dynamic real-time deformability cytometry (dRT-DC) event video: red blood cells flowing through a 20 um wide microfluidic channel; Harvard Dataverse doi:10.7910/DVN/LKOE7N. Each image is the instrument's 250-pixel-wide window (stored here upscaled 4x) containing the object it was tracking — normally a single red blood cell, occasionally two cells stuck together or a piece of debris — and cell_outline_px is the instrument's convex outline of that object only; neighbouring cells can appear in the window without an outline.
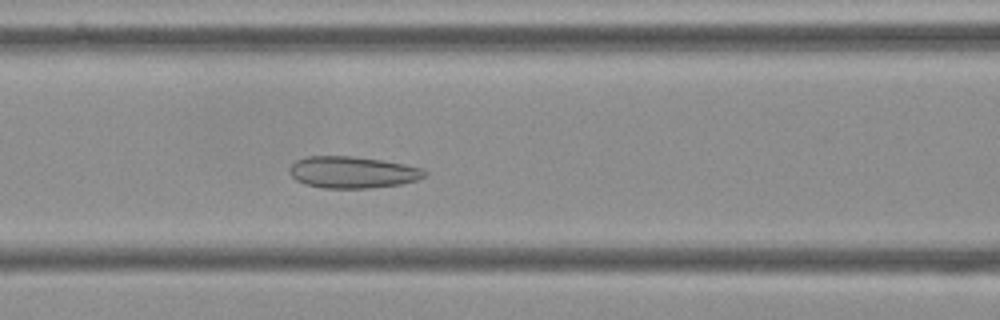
{"species": "Egyptian fruit bat (a non-hibernating species)", "species_latin": "Rousettus aegyptiacus", "temperature_condition": "cold", "stored_images_in_passage": 55, "camera_frame_rate_fps": 3000, "um_per_image_px": 0.085, "frame": {"image": 1, "passage_image": 22, "time_ms": 7.0, "image_size_px": [1000, 320], "cell_outline_px": [[428, 172], [424, 176], [416, 180], [400, 184], [368, 188], [324, 188], [304, 184], [296, 180], [288, 172], [288, 168], [296, 160], [304, 156], [352, 156], [380, 160], [404, 164], [420, 168]], "centroid_in_image_um": [29.9, 14.64], "position_along_channel_um": 136.7, "area_um2": 24.91}}
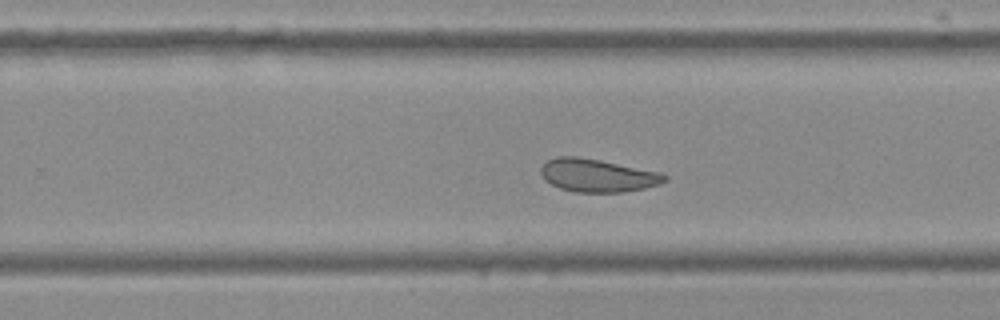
{"frame": {"image": 2, "passage_image": 34, "time_ms": 11.0, "image_size_px": [1000, 320], "cell_outline_px": [[668, 180], [660, 184], [644, 188], [624, 192], [576, 192], [560, 188], [544, 180], [540, 172], [540, 168], [548, 160], [556, 156], [576, 156], [600, 160], [660, 172], [668, 176]], "centroid_in_image_um": [50.79, 14.91], "position_along_channel_um": 279.0, "area_um2": 23.81}}
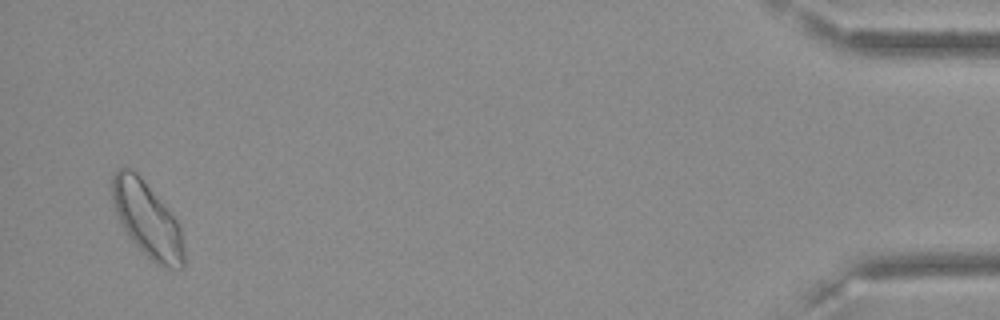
{"frame": {"image": 3, "passage_image": 53, "time_ms": 17.333, "image_size_px": [1000, 320], "cell_outline_px": [[184, 268], [164, 268], [156, 264], [128, 236], [120, 224], [112, 200], [112, 176], [120, 168], [132, 168], [140, 176], [180, 224], [184, 248]], "centroid_in_image_um": [12.52, 18.68], "position_along_channel_um": 422.7, "area_um2": 31.15}, "authors_computed_cell_mechanics": {"area_um2": 26.6458, "velocity_mm_per_s": 3.5658, "shape_relaxation_time_tau1_ms": null, "shape_relaxation_time_tau2_ms": 1.8945, "deformation_change_tau1": null, "deformation_change_tau2": 0.0658}}